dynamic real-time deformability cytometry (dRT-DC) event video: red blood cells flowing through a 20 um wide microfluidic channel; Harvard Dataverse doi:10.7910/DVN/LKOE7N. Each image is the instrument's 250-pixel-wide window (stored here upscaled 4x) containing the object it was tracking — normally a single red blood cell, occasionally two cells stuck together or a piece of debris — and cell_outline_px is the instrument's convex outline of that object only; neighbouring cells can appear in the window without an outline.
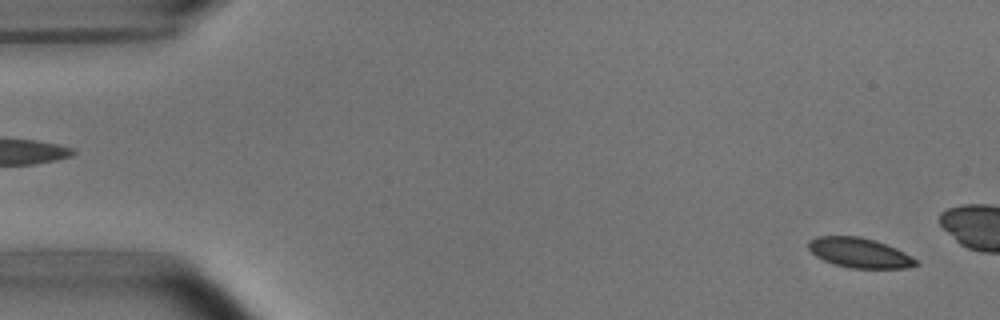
{"species": "common noctule bat (a hibernating species)", "species_latin": "Nyctalus noctula", "temperature_condition": "room temperature", "stored_images_in_passage": 14, "camera_frame_rate_fps": 3000, "um_per_image_px": 0.085, "animal": {"sex": "male", "body_mass_g": 15.6}, "frame": {"image": 1, "passage_image": 2, "time_ms": 0.333, "image_size_px": [1000, 320], "cell_outline_px": [[920, 264], [904, 268], [848, 268], [832, 264], [816, 256], [808, 248], [808, 240], [816, 236], [860, 236], [896, 248], [920, 260]], "centroid_in_image_um": [73.05, 21.49], "position_along_channel_um": 11.9, "area_um2": 18.79}}